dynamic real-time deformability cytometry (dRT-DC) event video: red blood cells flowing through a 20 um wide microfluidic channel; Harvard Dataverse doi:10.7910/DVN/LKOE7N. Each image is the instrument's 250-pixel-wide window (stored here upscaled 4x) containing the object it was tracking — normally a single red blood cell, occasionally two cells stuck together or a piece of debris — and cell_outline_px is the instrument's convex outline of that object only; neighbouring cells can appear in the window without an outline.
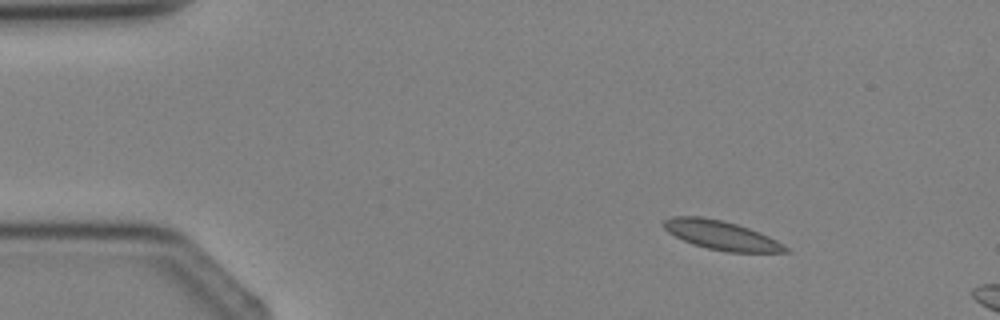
{"species": "Egyptian fruit bat (a non-hibernating species)", "species_latin": "Rousettus aegyptiacus", "temperature_condition": "cold", "stored_images_in_passage": 3, "camera_frame_rate_fps": 3000, "um_per_image_px": 0.085, "animal": {"sex": "female"}, "frame": {"image": 1, "passage_image": 1, "time_ms": 0.0, "image_size_px": [1000, 320], "cell_outline_px": [[792, 252], [728, 252], [708, 248], [692, 244], [668, 232], [660, 224], [664, 220], [672, 216], [700, 216], [720, 220], [736, 224], [760, 232], [784, 244]], "centroid_in_image_um": [61.3, 19.99], "position_along_channel_um": 23.7, "area_um2": 20.52}}